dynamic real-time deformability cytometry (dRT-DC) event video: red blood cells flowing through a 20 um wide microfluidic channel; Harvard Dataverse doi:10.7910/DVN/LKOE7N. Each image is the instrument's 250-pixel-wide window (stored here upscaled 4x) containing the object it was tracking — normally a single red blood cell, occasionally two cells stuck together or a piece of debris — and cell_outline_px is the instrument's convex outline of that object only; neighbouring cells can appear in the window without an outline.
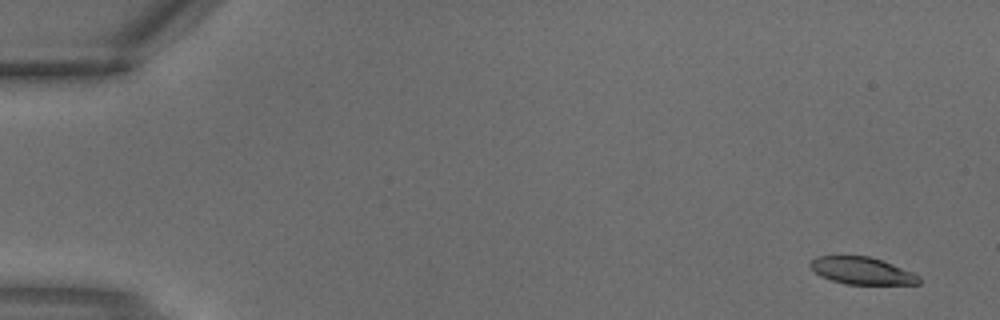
{"species": "common noctule bat (a hibernating species)", "species_latin": "Nyctalus noctula", "temperature_condition": "warm", "stored_images_in_passage": 3, "camera_frame_rate_fps": 3000, "um_per_image_px": 0.085, "animal": {"sex": "male", "body_mass_g": 18.8}, "frame": {"image": 1, "passage_image": 1, "time_ms": 0.0, "image_size_px": [1000, 320], "cell_outline_px": [[920, 284], [848, 284], [832, 280], [820, 276], [808, 264], [816, 256], [868, 256], [892, 264], [912, 272], [920, 276]], "centroid_in_image_um": [73.26, 23.01], "position_along_channel_um": 11.7, "area_um2": 16.99}}
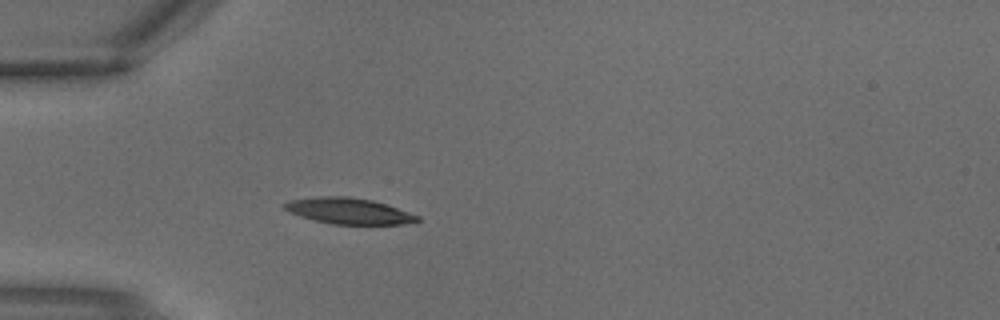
{"frame": {"image": 2, "passage_image": 3, "time_ms": 0.667, "image_size_px": [1000, 320], "cell_outline_px": [[420, 220], [404, 224], [332, 224], [300, 216], [288, 212], [284, 208], [284, 204], [288, 200], [316, 196], [348, 196], [372, 200], [420, 216]], "centroid_in_image_um": [29.6, 17.92], "position_along_channel_um": 55.4, "area_um2": 20.0}}